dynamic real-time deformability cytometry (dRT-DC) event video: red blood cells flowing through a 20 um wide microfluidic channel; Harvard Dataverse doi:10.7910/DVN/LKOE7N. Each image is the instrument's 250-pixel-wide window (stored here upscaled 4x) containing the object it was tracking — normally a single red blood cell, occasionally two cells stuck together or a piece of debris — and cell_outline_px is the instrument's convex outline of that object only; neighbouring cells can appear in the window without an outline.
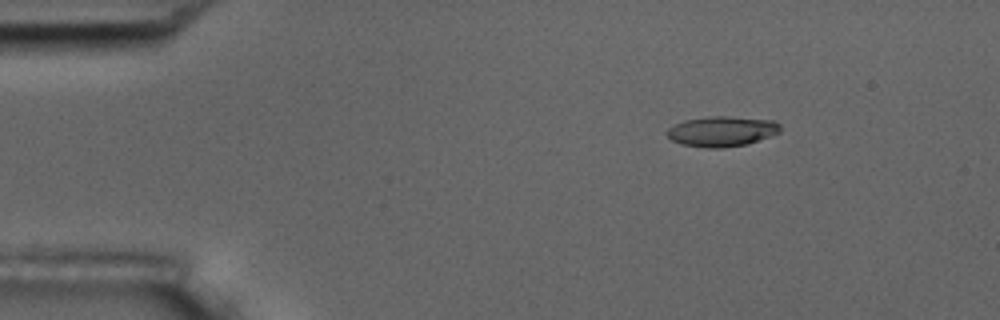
{"species": "common noctule bat (a hibernating species)", "species_latin": "Nyctalus noctula", "temperature_condition": "room temperature", "stored_images_in_passage": 6, "segment_of_instrument_passage": [1, 2], "camera_frame_rate_fps": 3000, "um_per_image_px": 0.085, "animal": {"sex": "male", "body_mass_g": 17.5, "forearm_length_mm": 52.3}, "frame": {"image": 1, "passage_image": 3, "time_ms": 0.667, "image_size_px": [1000, 320], "cell_outline_px": [[780, 132], [772, 136], [748, 144], [720, 148], [704, 148], [680, 144], [672, 140], [668, 136], [668, 128], [684, 120], [708, 116], [728, 116], [776, 120], [780, 124]], "centroid_in_image_um": [61.4, 11.16], "position_along_channel_um": 23.6, "area_um2": 20.17}}